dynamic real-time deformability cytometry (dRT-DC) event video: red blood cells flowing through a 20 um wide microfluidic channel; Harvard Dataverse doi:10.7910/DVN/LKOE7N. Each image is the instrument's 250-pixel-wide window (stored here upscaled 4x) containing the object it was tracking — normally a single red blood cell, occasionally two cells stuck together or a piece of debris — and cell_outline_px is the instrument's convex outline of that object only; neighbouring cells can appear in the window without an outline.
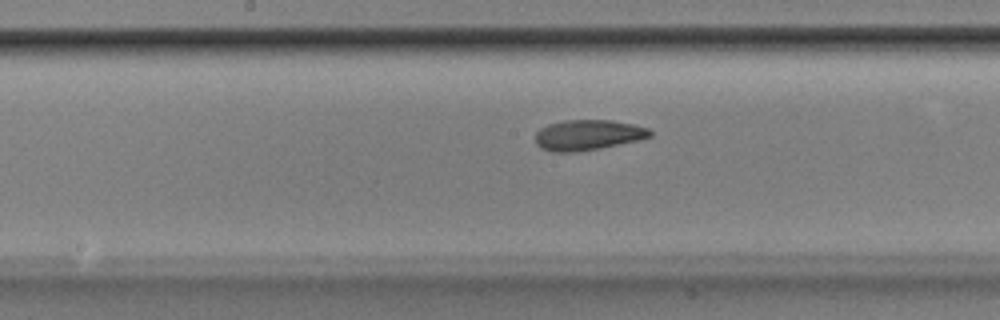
{"species": "Egyptian fruit bat (a non-hibernating species)", "species_latin": "Rousettus aegyptiacus", "temperature_condition": "room temperature", "stored_images_in_passage": 44, "camera_frame_rate_fps": 3000, "um_per_image_px": 0.085, "animal": {"sex": "male"}, "frame": {"image": 1, "passage_image": 19, "time_ms": 6.0, "image_size_px": [1000, 320], "cell_outline_px": [[652, 136], [640, 140], [600, 148], [576, 152], [552, 152], [540, 148], [536, 144], [536, 132], [540, 128], [548, 124], [564, 120], [612, 120], [632, 124], [648, 128], [652, 132]], "centroid_in_image_um": [49.96, 11.48], "position_along_channel_um": 198.2, "area_um2": 20.46}}
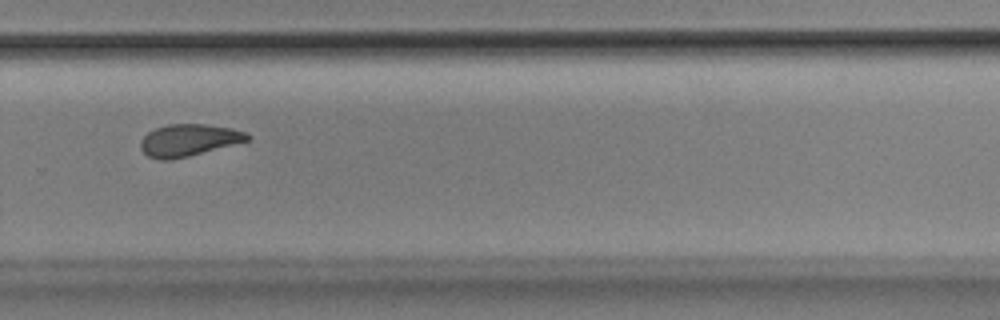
{"frame": {"image": 2, "passage_image": 28, "time_ms": 9.0, "image_size_px": [1000, 320], "cell_outline_px": [[252, 140], [188, 156], [168, 160], [160, 160], [148, 156], [140, 148], [140, 140], [148, 132], [156, 128], [168, 124], [208, 124], [232, 128], [248, 132], [252, 136]], "centroid_in_image_um": [16.09, 11.9], "position_along_channel_um": 313.7, "area_um2": 20.11}}
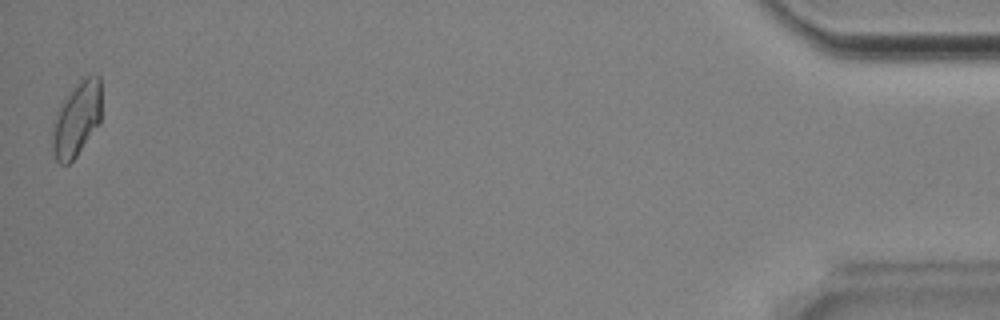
{"frame": {"image": 3, "passage_image": 44, "time_ms": 14.333, "image_size_px": [1000, 320], "cell_outline_px": [[100, 124], [76, 156], [68, 164], [60, 164], [56, 160], [52, 148], [52, 124], [60, 108], [68, 96], [88, 76], [100, 76]], "centroid_in_image_um": [6.52, 10.23], "position_along_channel_um": 428.7, "area_um2": 20.52}, "authors_computed_cell_mechanics": {"area_um2": 20.3745, "velocity_mm_per_s": 3.8687, "shape_relaxation_time_tau1_ms": 4.191, "shape_relaxation_time_tau2_ms": 3.5493, "deformation_change_tau1": 0.1422, "deformation_change_tau2": 0.093}}